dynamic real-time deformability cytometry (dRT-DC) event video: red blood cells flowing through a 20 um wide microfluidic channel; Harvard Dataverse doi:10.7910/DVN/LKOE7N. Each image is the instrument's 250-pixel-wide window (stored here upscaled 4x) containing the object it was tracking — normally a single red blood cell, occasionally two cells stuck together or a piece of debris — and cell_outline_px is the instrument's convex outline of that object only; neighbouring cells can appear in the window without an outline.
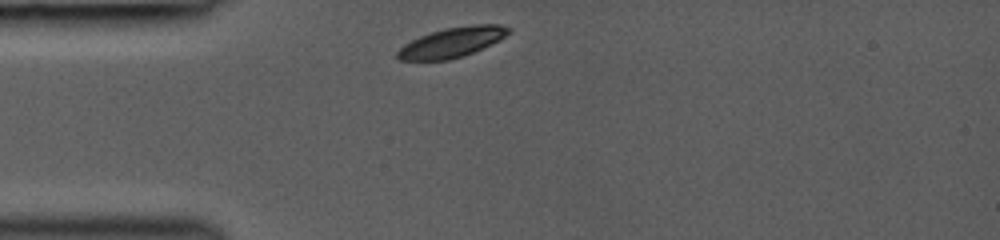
{"species": "common noctule bat (a hibernating species)", "species_latin": "Nyctalus noctula", "temperature_condition": "room temperature", "stored_images_in_passage": 10, "camera_frame_rate_fps": 3000, "um_per_image_px": 0.085, "animal": {"sex": "female", "body_mass_g": 19.0, "forearm_length_mm": 53.3}, "frame": {"image": 1, "passage_image": 1, "time_ms": 0.0, "image_size_px": [1000, 240], "cell_outline_px": [[512, 32], [500, 40], [464, 56], [448, 60], [400, 60], [396, 56], [396, 52], [404, 44], [420, 36], [444, 28], [476, 24], [500, 24], [512, 28]], "centroid_in_image_um": [38.46, 3.59], "position_along_channel_um": 46.5, "area_um2": 19.42}}
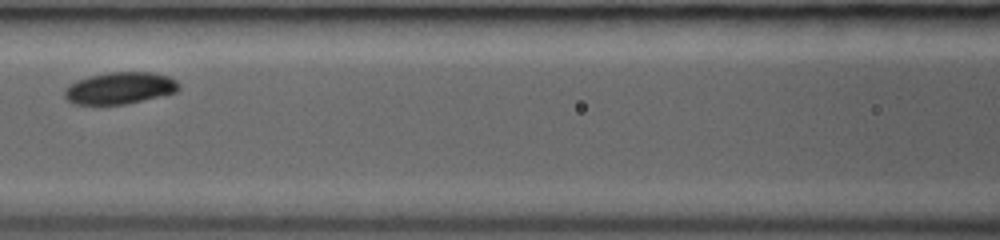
{"frame": {"image": 2, "passage_image": 7, "time_ms": 3.0, "image_size_px": [1000, 240], "cell_outline_px": [[180, 88], [176, 92], [128, 104], [96, 108], [72, 104], [64, 96], [64, 88], [68, 84], [76, 80], [88, 76], [112, 72], [152, 72], [168, 76], [176, 80], [180, 84]], "centroid_in_image_um": [10.11, 7.54], "position_along_channel_um": 156.5, "area_um2": 22.2}}
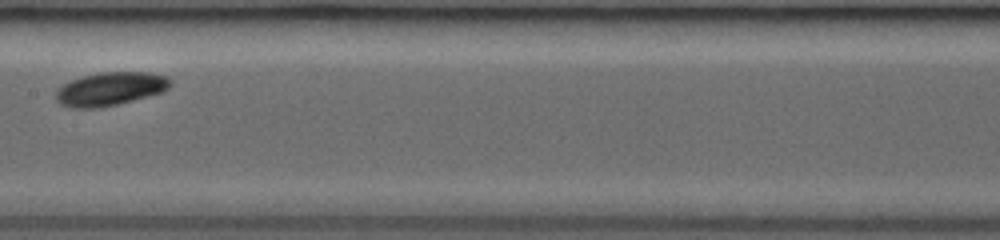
{"frame": {"image": 3, "passage_image": 9, "time_ms": 4.0, "image_size_px": [1000, 240], "cell_outline_px": [[172, 84], [168, 88], [160, 92], [132, 100], [116, 104], [96, 108], [72, 108], [60, 104], [56, 100], [56, 92], [64, 84], [80, 76], [96, 72], [152, 72], [168, 76], [172, 80]], "centroid_in_image_um": [9.38, 7.53], "position_along_channel_um": 198.0, "area_um2": 22.25}}